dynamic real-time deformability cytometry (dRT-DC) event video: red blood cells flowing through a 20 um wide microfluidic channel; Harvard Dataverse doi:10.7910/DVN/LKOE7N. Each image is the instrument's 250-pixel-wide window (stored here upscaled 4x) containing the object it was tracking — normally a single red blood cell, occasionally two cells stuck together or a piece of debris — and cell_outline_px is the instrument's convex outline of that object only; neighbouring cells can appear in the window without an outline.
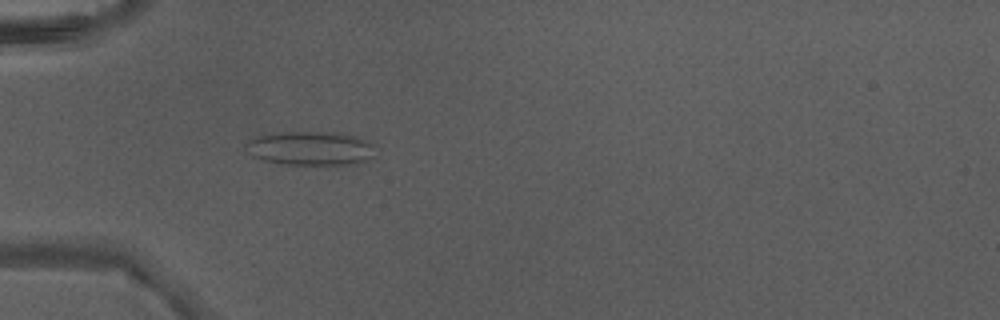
{"species": "Egyptian fruit bat (a non-hibernating species)", "species_latin": "Rousettus aegyptiacus", "temperature_condition": "warm", "stored_images_in_passage": 5, "camera_frame_rate_fps": 3000, "um_per_image_px": 0.085, "animal": {"sex": "male"}, "frame": {"image": 1, "passage_image": 5, "time_ms": 1.333, "image_size_px": [1000, 320], "cell_outline_px": [[376, 144], [372, 156], [356, 164], [284, 164], [264, 160], [252, 156], [244, 148], [244, 144], [248, 140], [260, 136], [284, 132], [344, 132], [356, 136]], "centroid_in_image_um": [26.41, 12.59], "position_along_channel_um": 58.6, "area_um2": 25.66}}